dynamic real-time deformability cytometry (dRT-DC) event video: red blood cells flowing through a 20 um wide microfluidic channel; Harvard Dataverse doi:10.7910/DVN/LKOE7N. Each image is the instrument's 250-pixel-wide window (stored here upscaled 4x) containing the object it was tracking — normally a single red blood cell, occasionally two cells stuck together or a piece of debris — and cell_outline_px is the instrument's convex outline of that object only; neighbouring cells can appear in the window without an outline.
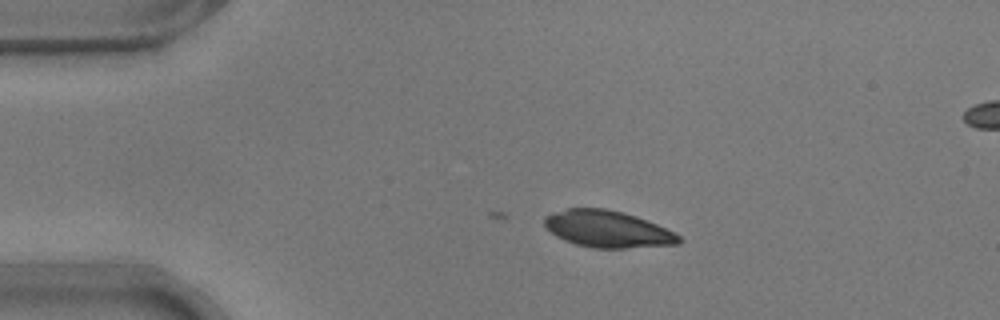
{"species": "common noctule bat (a hibernating species)", "species_latin": "Nyctalus noctula", "temperature_condition": "warm", "stored_images_in_passage": 10, "camera_frame_rate_fps": 3000, "um_per_image_px": 0.085, "animal": {"sex": "male", "body_mass_g": 17.9}, "frame": {"image": 1, "passage_image": 1, "time_ms": 0.0, "image_size_px": [1000, 320], "cell_outline_px": [[684, 240], [680, 244], [624, 248], [592, 248], [576, 244], [564, 240], [556, 236], [544, 224], [544, 216], [568, 208], [604, 208], [624, 212], [636, 216], [656, 224], [680, 236]], "centroid_in_image_um": [51.66, 19.47], "position_along_channel_um": 33.3, "area_um2": 28.67}}